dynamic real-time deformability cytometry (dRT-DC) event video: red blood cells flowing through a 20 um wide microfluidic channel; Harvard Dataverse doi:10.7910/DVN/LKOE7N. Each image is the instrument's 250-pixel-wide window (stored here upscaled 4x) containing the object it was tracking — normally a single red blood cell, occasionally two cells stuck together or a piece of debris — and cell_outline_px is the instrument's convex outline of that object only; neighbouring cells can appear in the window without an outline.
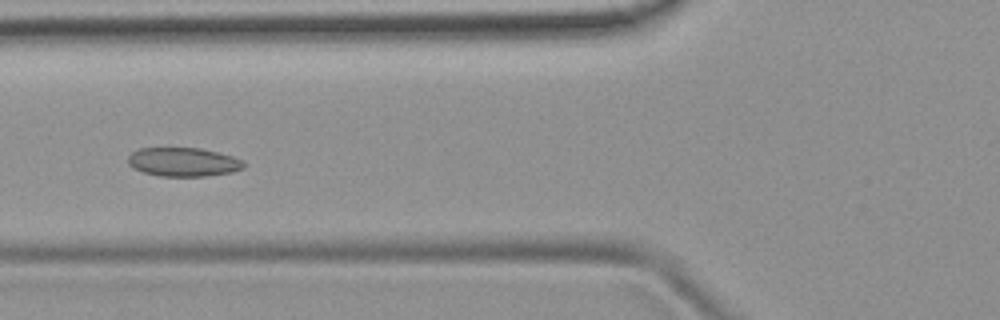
{"species": "common noctule bat (a hibernating species)", "species_latin": "Nyctalus noctula", "temperature_condition": "room temperature", "stored_images_in_passage": 52, "camera_frame_rate_fps": 3000, "um_per_image_px": 0.085, "animal": {"sex": "female", "body_mass_g": 19.9}, "frame": {"image": 1, "passage_image": 20, "time_ms": 6.333, "image_size_px": [1000, 320], "cell_outline_px": [[248, 164], [244, 168], [232, 172], [204, 176], [160, 176], [144, 172], [132, 168], [128, 164], [128, 156], [132, 152], [140, 148], [200, 148], [232, 156], [244, 160]], "centroid_in_image_um": [15.6, 13.77], "position_along_channel_um": 110.2, "area_um2": 19.54}}
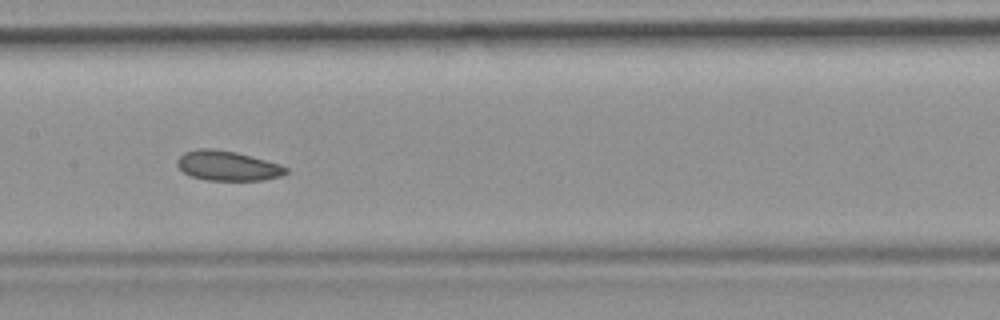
{"frame": {"image": 2, "passage_image": 26, "time_ms": 8.333, "image_size_px": [1000, 320], "cell_outline_px": [[288, 172], [280, 176], [264, 180], [208, 180], [188, 176], [176, 164], [176, 160], [184, 152], [196, 148], [216, 148], [236, 152], [280, 164], [288, 168]], "centroid_in_image_um": [19.31, 14.08], "position_along_channel_um": 188.1, "area_um2": 19.02}}
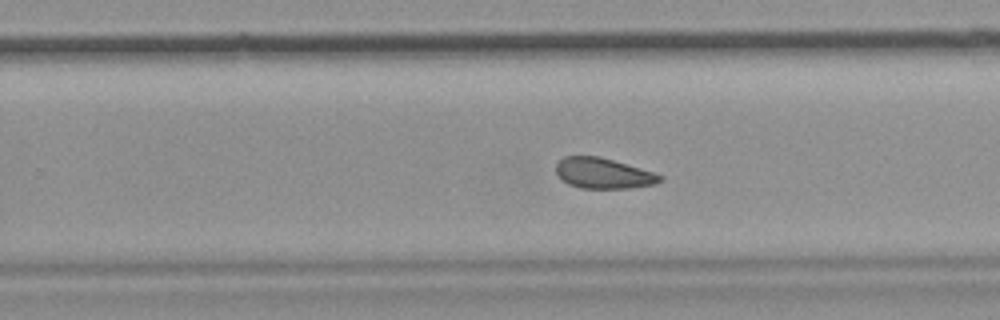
{"frame": {"image": 3, "passage_image": 33, "time_ms": 10.667, "image_size_px": [1000, 320], "cell_outline_px": [[664, 180], [656, 184], [628, 188], [580, 188], [568, 184], [560, 180], [556, 172], [556, 164], [564, 156], [600, 156], [640, 168], [664, 176]], "centroid_in_image_um": [51.27, 14.73], "position_along_channel_um": 278.5, "area_um2": 18.61}, "authors_computed_cell_mechanics": {"area_um2": 20.0566, "velocity_mm_per_s": 3.9032, "shape_relaxation_time_tau1_ms": null, "shape_relaxation_time_tau2_ms": 2.4749, "deformation_change_tau1": null, "deformation_change_tau2": 0.0816}}